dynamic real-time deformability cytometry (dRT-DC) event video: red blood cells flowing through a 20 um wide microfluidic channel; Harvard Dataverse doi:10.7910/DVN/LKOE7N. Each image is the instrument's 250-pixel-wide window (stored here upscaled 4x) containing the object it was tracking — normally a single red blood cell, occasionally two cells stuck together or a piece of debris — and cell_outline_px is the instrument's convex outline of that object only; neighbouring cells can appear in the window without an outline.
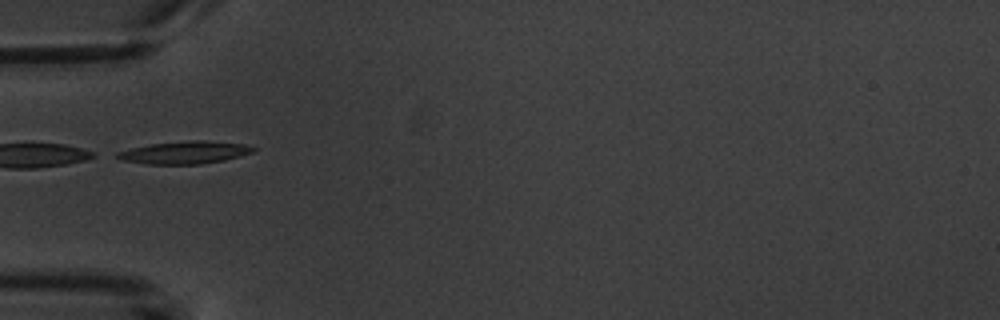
{"species": "common noctule bat (a hibernating species)", "species_latin": "Nyctalus noctula", "temperature_condition": "warm", "stored_images_in_passage": 4, "camera_frame_rate_fps": 3000, "um_per_image_px": 0.085, "animal": {"sex": "male", "body_mass_g": 20.1, "forearm_length_mm": 53.5}, "frame": {"image": 1, "passage_image": 2, "time_ms": 1.0, "image_size_px": [1000, 320], "cell_outline_px": [[256, 148], [252, 152], [240, 156], [224, 160], [200, 164], [144, 164], [124, 160], [116, 156], [116, 152], [132, 148], [152, 144], [188, 140], [204, 140], [244, 144]], "centroid_in_image_um": [15.71, 12.96], "position_along_channel_um": 69.3, "area_um2": 17.69}}
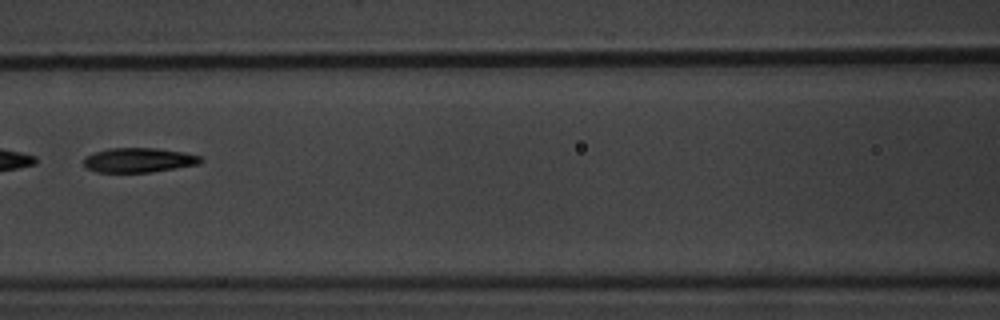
{"frame": {"image": 2, "passage_image": 4, "time_ms": 3.333, "image_size_px": [1000, 320], "cell_outline_px": [[204, 160], [200, 164], [152, 172], [96, 172], [84, 168], [84, 156], [108, 148], [156, 148], [184, 152], [204, 156]], "centroid_in_image_um": [11.82, 13.61], "position_along_channel_um": 154.8, "area_um2": 16.99}}